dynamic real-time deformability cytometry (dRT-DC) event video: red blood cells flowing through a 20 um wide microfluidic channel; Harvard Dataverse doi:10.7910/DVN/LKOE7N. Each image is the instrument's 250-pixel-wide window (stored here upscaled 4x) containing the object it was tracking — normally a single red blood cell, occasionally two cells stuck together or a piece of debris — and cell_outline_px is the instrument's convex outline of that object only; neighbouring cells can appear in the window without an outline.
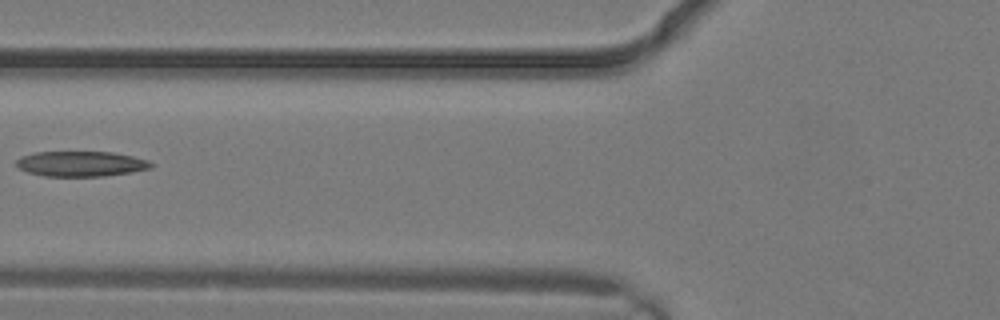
{"species": "common noctule bat (a hibernating species)", "species_latin": "Nyctalus noctula", "temperature_condition": "warm", "stored_images_in_passage": 3, "camera_frame_rate_fps": 3000, "um_per_image_px": 0.085, "animal": {"sex": "male", "body_mass_g": 19.2, "forearm_length_mm": 51.8}, "frame": {"image": 1, "passage_image": 3, "time_ms": 0.667, "image_size_px": [1000, 320], "cell_outline_px": [[156, 164], [152, 168], [132, 172], [104, 176], [44, 176], [28, 172], [16, 168], [16, 160], [20, 156], [36, 152], [112, 152], [132, 156], [148, 160]], "centroid_in_image_um": [6.88, 13.92], "position_along_channel_um": 118.9, "area_um2": 20.0}}